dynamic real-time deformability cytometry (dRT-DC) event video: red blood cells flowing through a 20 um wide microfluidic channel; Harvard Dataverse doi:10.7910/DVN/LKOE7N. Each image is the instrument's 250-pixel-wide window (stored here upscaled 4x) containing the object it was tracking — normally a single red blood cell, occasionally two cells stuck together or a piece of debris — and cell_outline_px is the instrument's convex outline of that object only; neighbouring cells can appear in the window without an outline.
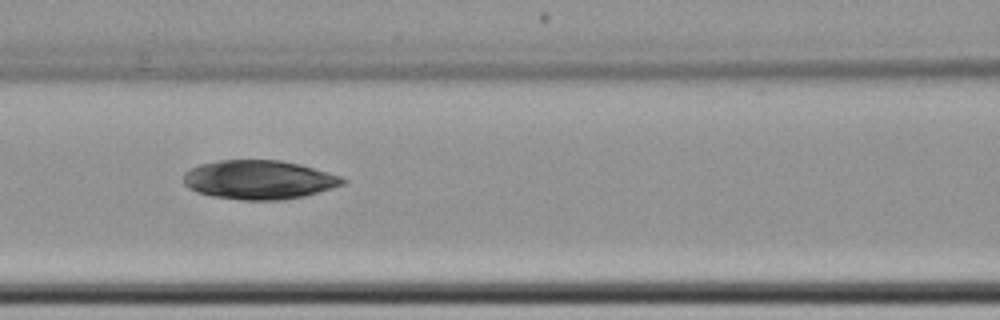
{"species": "common noctule bat (a hibernating species)", "species_latin": "Nyctalus noctula", "temperature_condition": "cold", "stored_images_in_passage": 10, "camera_frame_rate_fps": 3000, "um_per_image_px": 0.085, "animal": {"sex": "female", "body_mass_g": 22.7, "forearm_length_mm": 54.2}, "frame": {"image": 1, "passage_image": 9, "time_ms": 10.667, "image_size_px": [1000, 320], "cell_outline_px": [[348, 180], [344, 184], [332, 188], [304, 196], [284, 200], [240, 200], [212, 196], [196, 192], [188, 188], [184, 184], [184, 172], [200, 164], [220, 160], [280, 160], [300, 164], [340, 176]], "centroid_in_image_um": [22.0, 15.28], "position_along_channel_um": 144.6, "area_um2": 36.24}}
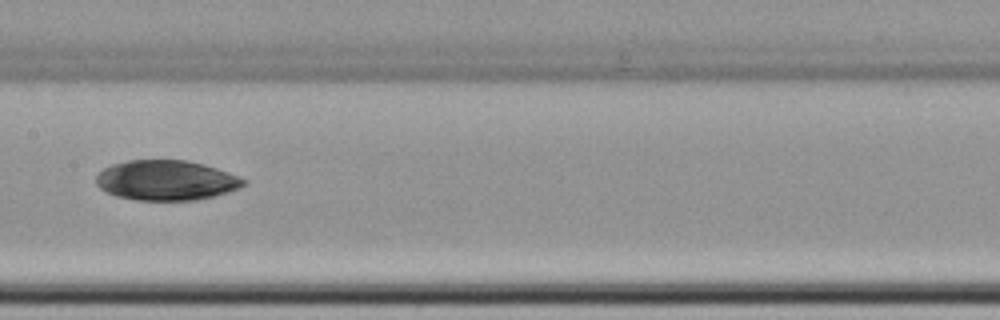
{"frame": {"image": 2, "passage_image": 10, "time_ms": 12.0, "image_size_px": [1000, 320], "cell_outline_px": [[248, 184], [240, 188], [216, 196], [196, 200], [136, 200], [116, 196], [100, 188], [96, 184], [96, 176], [104, 168], [112, 164], [128, 160], [188, 160], [204, 164], [216, 168], [248, 180]], "centroid_in_image_um": [14.16, 15.33], "position_along_channel_um": 193.2, "area_um2": 34.56}}